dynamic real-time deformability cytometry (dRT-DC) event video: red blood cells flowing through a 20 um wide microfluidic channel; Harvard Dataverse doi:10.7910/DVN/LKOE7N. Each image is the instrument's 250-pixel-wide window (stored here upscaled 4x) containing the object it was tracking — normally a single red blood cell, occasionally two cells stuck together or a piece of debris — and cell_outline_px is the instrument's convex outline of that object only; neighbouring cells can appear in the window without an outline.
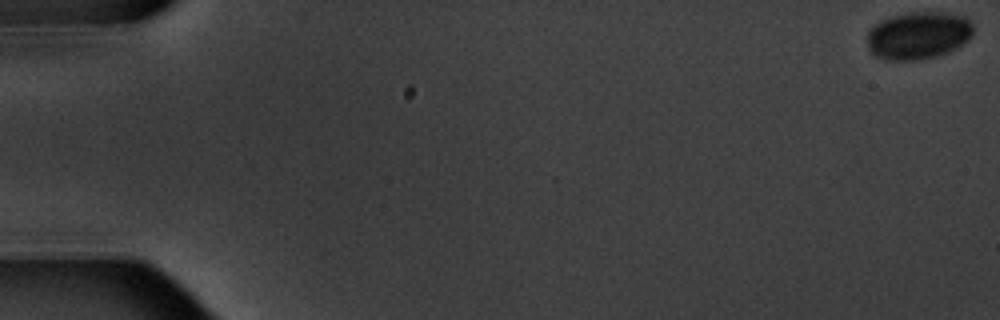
{"species": "common noctule bat (a hibernating species)", "species_latin": "Nyctalus noctula", "temperature_condition": "warm", "stored_images_in_passage": 6, "camera_frame_rate_fps": 3000, "um_per_image_px": 0.085, "animal": {"sex": "male", "body_mass_g": 20.1, "forearm_length_mm": 53.5}, "frame": {"image": 1, "passage_image": 1, "time_ms": 0.0, "image_size_px": [1000, 320], "cell_outline_px": [[972, 36], [968, 40], [956, 48], [948, 52], [936, 56], [916, 60], [888, 60], [876, 56], [868, 48], [868, 32], [880, 20], [892, 16], [912, 12], [944, 12], [964, 16], [972, 20]], "centroid_in_image_um": [78.08, 3.0], "position_along_channel_um": 6.9, "area_um2": 29.36}}
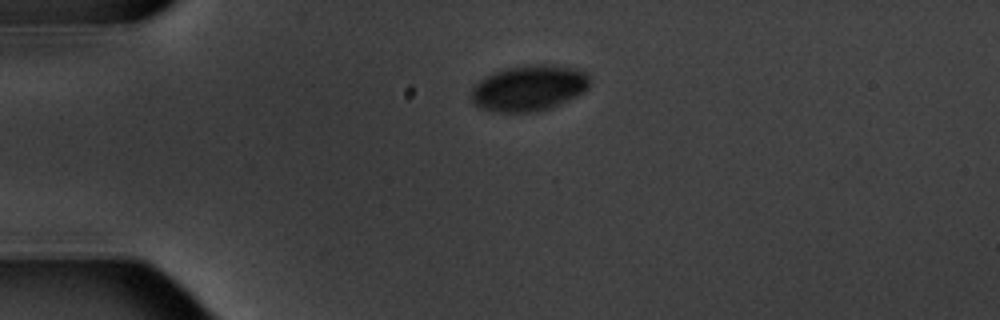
{"frame": {"image": 2, "passage_image": 5, "time_ms": 4.667, "image_size_px": [1000, 320], "cell_outline_px": [[588, 88], [576, 96], [552, 108], [536, 112], [492, 112], [480, 108], [472, 100], [472, 88], [484, 76], [492, 72], [504, 68], [528, 64], [556, 64], [576, 68], [588, 72]], "centroid_in_image_um": [44.96, 7.47], "position_along_channel_um": 40.0, "area_um2": 32.08}}